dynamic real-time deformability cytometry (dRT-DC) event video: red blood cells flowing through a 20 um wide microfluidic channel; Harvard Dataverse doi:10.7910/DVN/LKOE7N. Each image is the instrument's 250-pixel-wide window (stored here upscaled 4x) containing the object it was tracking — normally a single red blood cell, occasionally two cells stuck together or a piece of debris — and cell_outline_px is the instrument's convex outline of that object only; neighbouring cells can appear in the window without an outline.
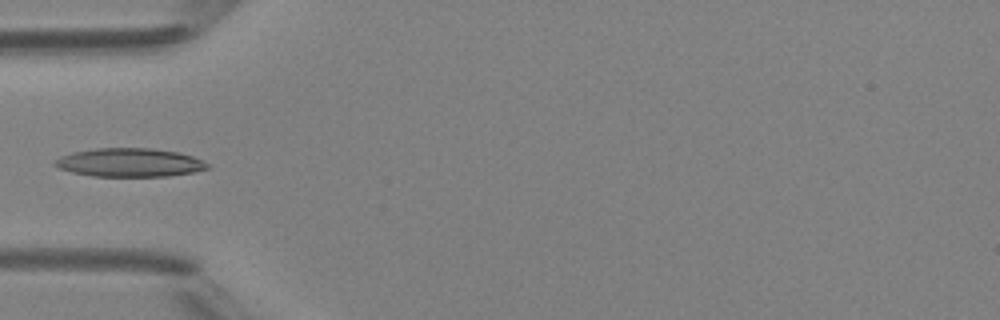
{"species": "Egyptian fruit bat (a non-hibernating species)", "species_latin": "Rousettus aegyptiacus", "temperature_condition": "room temperature", "stored_images_in_passage": 6, "camera_frame_rate_fps": 3000, "um_per_image_px": 0.085, "animal": {"sex": "female"}, "frame": {"image": 1, "passage_image": 5, "time_ms": 4.667, "image_size_px": [1000, 320], "cell_outline_px": [[208, 168], [192, 172], [168, 176], [92, 176], [72, 172], [60, 168], [52, 164], [52, 160], [60, 156], [72, 152], [96, 148], [148, 148], [176, 152], [192, 156], [208, 164]], "centroid_in_image_um": [10.94, 13.81], "position_along_channel_um": 74.1, "area_um2": 25.2}}
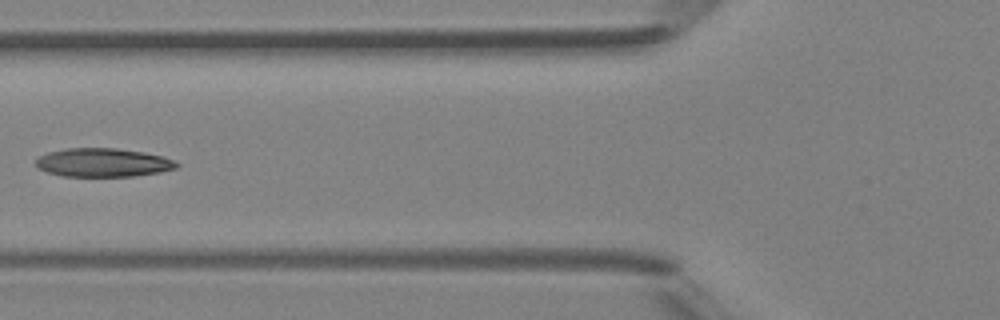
{"frame": {"image": 2, "passage_image": 6, "time_ms": 5.667, "image_size_px": [1000, 320], "cell_outline_px": [[180, 164], [176, 168], [160, 172], [132, 176], [60, 176], [36, 168], [36, 160], [40, 156], [48, 152], [68, 148], [116, 148], [144, 152], [164, 156]], "centroid_in_image_um": [8.75, 13.81], "position_along_channel_um": 117.1, "area_um2": 23.47}}